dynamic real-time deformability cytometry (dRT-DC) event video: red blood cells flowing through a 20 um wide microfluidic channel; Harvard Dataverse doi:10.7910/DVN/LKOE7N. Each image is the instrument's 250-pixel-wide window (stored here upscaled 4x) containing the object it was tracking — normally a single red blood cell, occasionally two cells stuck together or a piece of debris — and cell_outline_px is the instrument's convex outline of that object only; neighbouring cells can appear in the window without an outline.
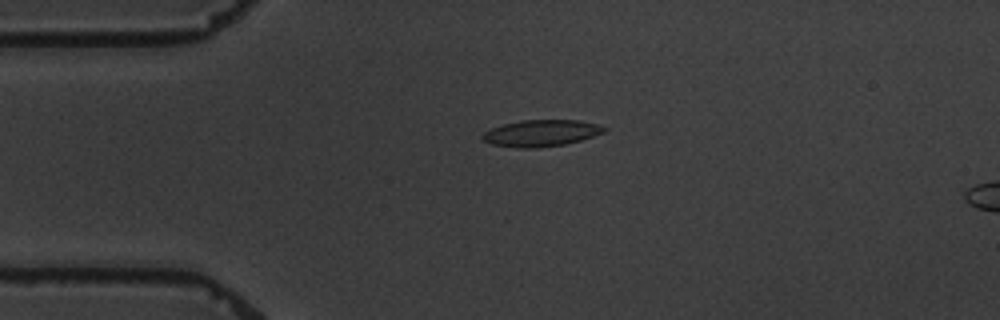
{"species": "common noctule bat (a hibernating species)", "species_latin": "Nyctalus noctula", "temperature_condition": "warm", "stored_images_in_passage": 5, "camera_frame_rate_fps": 3000, "um_per_image_px": 0.085, "animal": {"sex": "male", "body_mass_g": 19.5, "forearm_length_mm": 54.6}, "frame": {"image": 1, "passage_image": 4, "time_ms": 3.333, "image_size_px": [1000, 320], "cell_outline_px": [[608, 128], [604, 132], [580, 140], [564, 144], [536, 148], [520, 148], [492, 144], [484, 140], [480, 136], [484, 132], [492, 128], [504, 124], [524, 120], [580, 120], [600, 124]], "centroid_in_image_um": [46.02, 11.31], "position_along_channel_um": 39.0, "area_um2": 18.73}}